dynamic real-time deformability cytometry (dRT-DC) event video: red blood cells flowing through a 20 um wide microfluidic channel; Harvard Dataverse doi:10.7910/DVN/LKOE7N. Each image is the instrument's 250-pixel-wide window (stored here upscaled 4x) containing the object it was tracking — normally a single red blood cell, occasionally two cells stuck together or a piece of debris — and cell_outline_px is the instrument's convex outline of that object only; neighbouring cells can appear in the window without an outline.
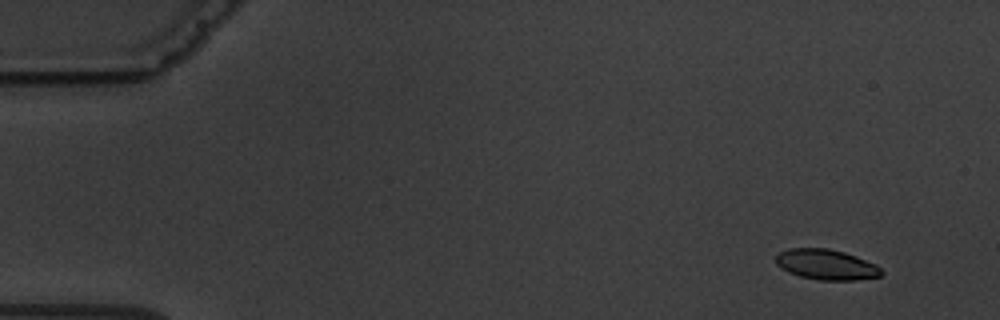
{"species": "common noctule bat (a hibernating species)", "species_latin": "Nyctalus noctula", "temperature_condition": "warm", "stored_images_in_passage": 5, "camera_frame_rate_fps": 3000, "um_per_image_px": 0.085, "animal": {"sex": "male", "body_mass_g": 19.5, "forearm_length_mm": 54.6}, "frame": {"image": 1, "passage_image": 2, "time_ms": 1.333, "image_size_px": [1000, 320], "cell_outline_px": [[884, 272], [880, 276], [852, 280], [820, 280], [800, 276], [788, 272], [780, 268], [776, 264], [776, 256], [780, 252], [788, 248], [828, 248], [844, 252], [856, 256], [876, 264]], "centroid_in_image_um": [70.22, 22.48], "position_along_channel_um": 14.8, "area_um2": 18.67}}